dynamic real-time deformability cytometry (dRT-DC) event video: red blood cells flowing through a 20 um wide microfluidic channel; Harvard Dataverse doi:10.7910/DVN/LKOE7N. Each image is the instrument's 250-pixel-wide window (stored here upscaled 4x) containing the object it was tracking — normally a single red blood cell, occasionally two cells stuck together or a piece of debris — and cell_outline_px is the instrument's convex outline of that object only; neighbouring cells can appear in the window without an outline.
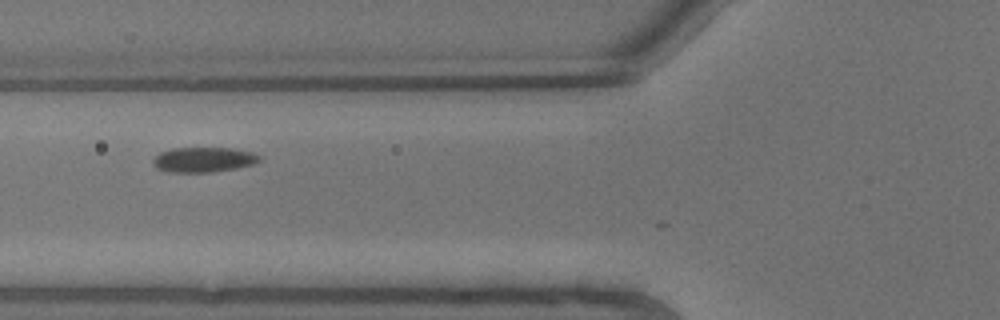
{"species": "common noctule bat (a hibernating species)", "species_latin": "Nyctalus noctula", "temperature_condition": "warm", "stored_images_in_passage": 5, "camera_frame_rate_fps": 3000, "um_per_image_px": 0.085, "animal": {"sex": "male", "body_mass_g": 13.3}, "frame": {"image": 1, "passage_image": 4, "time_ms": 1.0, "image_size_px": [1000, 320], "cell_outline_px": [[260, 160], [252, 164], [236, 168], [212, 172], [168, 172], [156, 168], [152, 164], [152, 160], [160, 152], [172, 148], [232, 148], [252, 152], [260, 156]], "centroid_in_image_um": [17.26, 13.57], "position_along_channel_um": 108.5, "area_um2": 15.49}}